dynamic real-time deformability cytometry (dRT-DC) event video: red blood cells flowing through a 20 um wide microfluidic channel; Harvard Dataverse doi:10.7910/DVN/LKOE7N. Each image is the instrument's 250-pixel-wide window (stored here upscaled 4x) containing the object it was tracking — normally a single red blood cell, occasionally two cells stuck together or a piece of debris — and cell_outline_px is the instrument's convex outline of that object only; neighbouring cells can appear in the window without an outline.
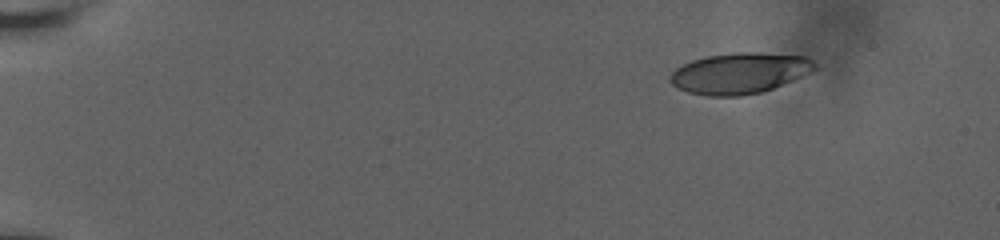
{"species": "human", "species_latin": "Homo sapiens", "temperature_condition": "room temperature", "stored_images_in_passage": 78, "camera_frame_rate_fps": 3000, "um_per_image_px": 0.085, "donor": {"sex": "male"}, "frame": {"image": 1, "passage_image": 1, "time_ms": 0.0, "image_size_px": [1000, 240], "cell_outline_px": [[816, 68], [792, 80], [772, 88], [760, 92], [740, 96], [708, 96], [688, 92], [676, 88], [668, 80], [668, 76], [676, 68], [692, 60], [708, 56], [736, 52], [756, 52], [804, 56], [812, 60], [816, 64]], "centroid_in_image_um": [62.8, 6.22], "position_along_channel_um": 22.2, "area_um2": 34.22}}
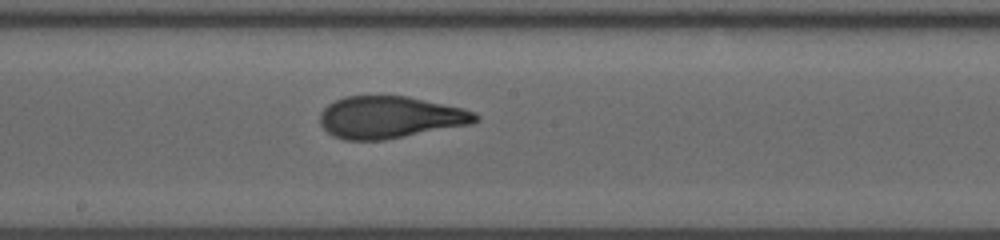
{"frame": {"image": 2, "passage_image": 40, "time_ms": 9.0, "image_size_px": [1000, 240], "cell_outline_px": [[480, 120], [472, 124], [384, 140], [344, 140], [332, 136], [320, 124], [320, 112], [328, 104], [344, 96], [408, 96], [464, 108], [476, 112], [480, 116]], "centroid_in_image_um": [33.18, 9.97], "position_along_channel_um": 215.0, "area_um2": 38.38}}
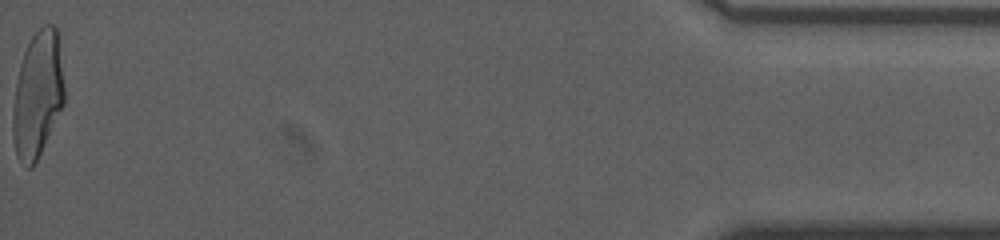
{"frame": {"image": 3, "passage_image": 77, "time_ms": 17.333, "image_size_px": [1000, 240], "cell_outline_px": [[64, 104], [32, 168], [24, 168], [16, 156], [12, 136], [12, 112], [16, 80], [20, 64], [24, 52], [32, 36], [44, 24], [52, 24], [60, 32], [64, 84]], "centroid_in_image_um": [3.2, 8.01], "position_along_channel_um": 432.0, "area_um2": 38.38}, "authors_computed_cell_mechanics": {"area_um2": 37.1076, "velocity_mm_per_s": 3.6387, "shape_relaxation_time_tau1_ms": null, "shape_relaxation_time_tau2_ms": 1.0003, "deformation_change_tau1": null, "deformation_change_tau2": 0.081}}